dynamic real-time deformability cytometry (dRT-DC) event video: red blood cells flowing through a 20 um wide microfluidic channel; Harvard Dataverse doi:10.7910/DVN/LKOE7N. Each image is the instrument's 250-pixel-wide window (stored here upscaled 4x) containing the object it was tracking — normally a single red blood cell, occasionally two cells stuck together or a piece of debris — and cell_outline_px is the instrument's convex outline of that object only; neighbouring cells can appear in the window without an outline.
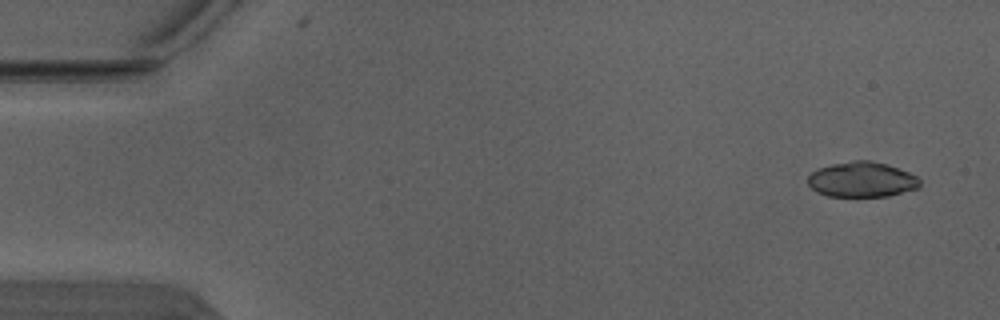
{"species": "Egyptian fruit bat (a non-hibernating species)", "species_latin": "Rousettus aegyptiacus", "temperature_condition": "warm", "stored_images_in_passage": 3, "camera_frame_rate_fps": 3000, "um_per_image_px": 0.085, "animal": {"sex": "male"}, "frame": {"image": 1, "passage_image": 1, "time_ms": 0.0, "image_size_px": [1000, 320], "cell_outline_px": [[920, 188], [888, 196], [828, 196], [816, 192], [808, 184], [808, 176], [816, 168], [832, 164], [852, 160], [868, 160], [888, 164], [908, 172], [916, 176], [920, 180]], "centroid_in_image_um": [73.25, 15.26], "position_along_channel_um": 11.7, "area_um2": 23.12}}
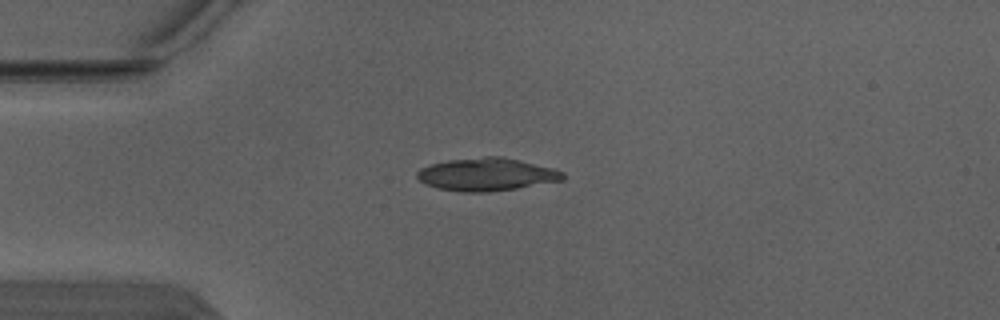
{"frame": {"image": 2, "passage_image": 3, "time_ms": 0.667, "image_size_px": [1000, 320], "cell_outline_px": [[564, 180], [516, 188], [488, 192], [460, 192], [440, 188], [424, 184], [416, 176], [416, 172], [420, 168], [432, 164], [448, 160], [484, 156], [500, 156], [520, 160], [552, 168], [564, 172]], "centroid_in_image_um": [41.35, 14.82], "position_along_channel_um": 43.6, "area_um2": 27.8}}